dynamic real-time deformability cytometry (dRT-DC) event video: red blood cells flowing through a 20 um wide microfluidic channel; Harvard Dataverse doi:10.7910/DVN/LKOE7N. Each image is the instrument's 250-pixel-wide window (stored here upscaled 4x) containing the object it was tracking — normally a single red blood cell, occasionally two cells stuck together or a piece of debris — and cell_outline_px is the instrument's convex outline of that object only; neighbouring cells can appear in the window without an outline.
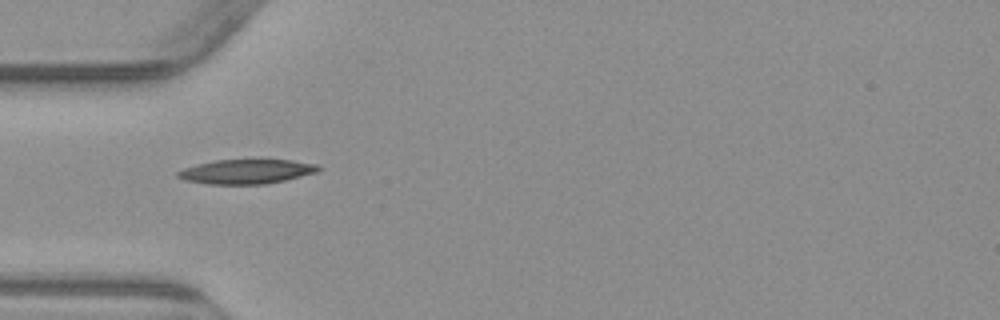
{"species": "common noctule bat (a hibernating species)", "species_latin": "Nyctalus noctula", "temperature_condition": "warm", "stored_images_in_passage": 2, "camera_frame_rate_fps": 3000, "um_per_image_px": 0.085, "animal": {"sex": "male", "body_mass_g": 23.1, "forearm_length_mm": 52.7}, "frame": {"image": 1, "passage_image": 1, "time_ms": 0.0, "image_size_px": [1000, 320], "cell_outline_px": [[320, 172], [268, 184], [208, 184], [184, 180], [176, 176], [176, 172], [184, 168], [196, 164], [216, 160], [292, 160], [316, 164], [320, 168]], "centroid_in_image_um": [20.95, 14.59], "position_along_channel_um": 64.0, "area_um2": 20.11}}
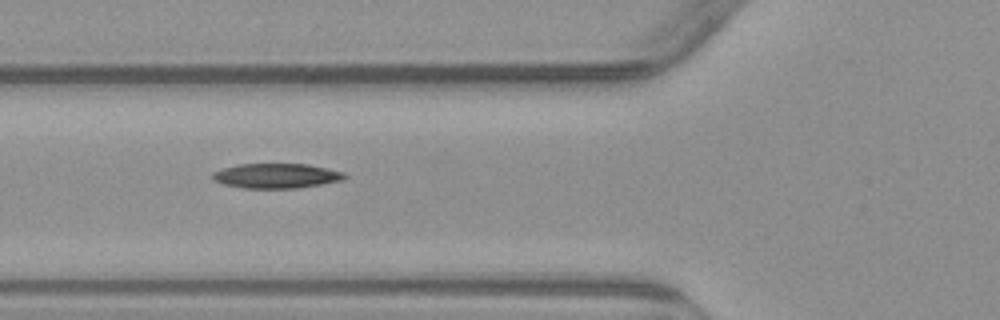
{"frame": {"image": 2, "passage_image": 2, "time_ms": 1.0, "image_size_px": [1000, 320], "cell_outline_px": [[348, 176], [344, 180], [296, 188], [244, 188], [224, 184], [212, 180], [212, 172], [224, 168], [240, 164], [308, 164], [328, 168], [344, 172]], "centroid_in_image_um": [23.51, 14.94], "position_along_channel_um": 102.3, "area_um2": 19.07}}